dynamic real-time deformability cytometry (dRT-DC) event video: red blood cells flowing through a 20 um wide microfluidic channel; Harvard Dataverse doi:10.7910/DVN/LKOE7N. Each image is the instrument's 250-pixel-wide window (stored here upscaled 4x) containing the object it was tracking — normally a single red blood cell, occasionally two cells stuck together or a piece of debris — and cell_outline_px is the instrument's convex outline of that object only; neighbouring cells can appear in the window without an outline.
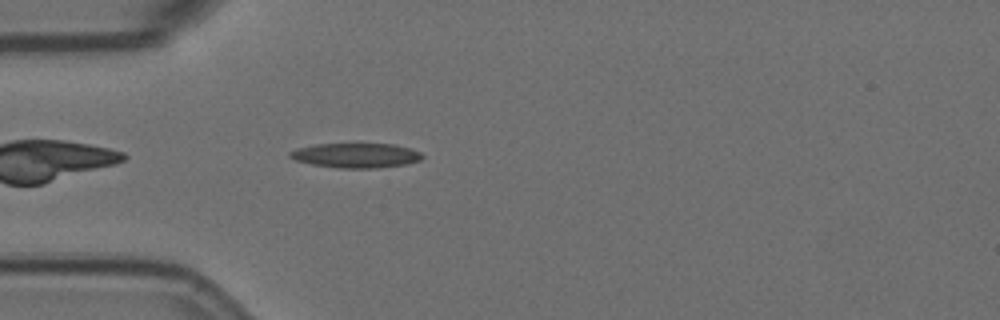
{"species": "Egyptian fruit bat (a non-hibernating species)", "species_latin": "Rousettus aegyptiacus", "temperature_condition": "room temperature", "stored_images_in_passage": 36, "camera_frame_rate_fps": 3000, "um_per_image_px": 0.085, "animal": {"sex": "female"}, "frame": {"image": 1, "passage_image": 3, "time_ms": 0.667, "image_size_px": [1000, 320], "cell_outline_px": [[424, 156], [420, 160], [404, 164], [376, 168], [340, 168], [312, 164], [296, 160], [288, 156], [288, 152], [296, 148], [316, 144], [392, 144], [412, 148], [420, 152]], "centroid_in_image_um": [30.25, 13.2], "position_along_channel_um": 54.8, "area_um2": 18.96}}
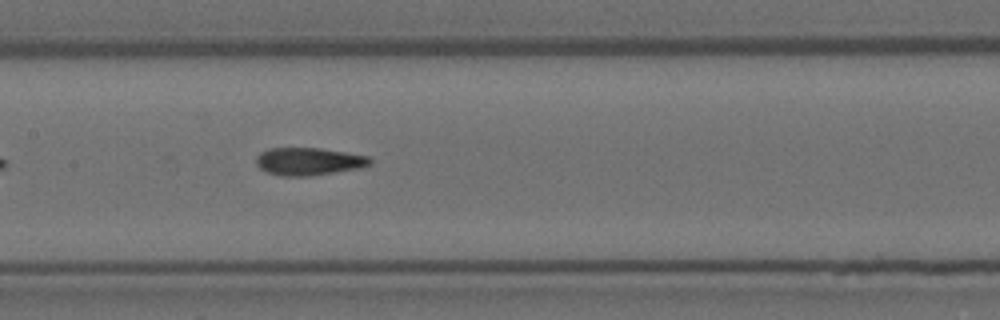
{"frame": {"image": 2, "passage_image": 14, "time_ms": 4.333, "image_size_px": [1000, 320], "cell_outline_px": [[372, 164], [364, 168], [308, 176], [280, 176], [268, 172], [260, 168], [256, 164], [256, 156], [260, 152], [268, 148], [320, 148], [368, 156], [372, 160]], "centroid_in_image_um": [26.26, 13.72], "position_along_channel_um": 181.1, "area_um2": 18.5}}
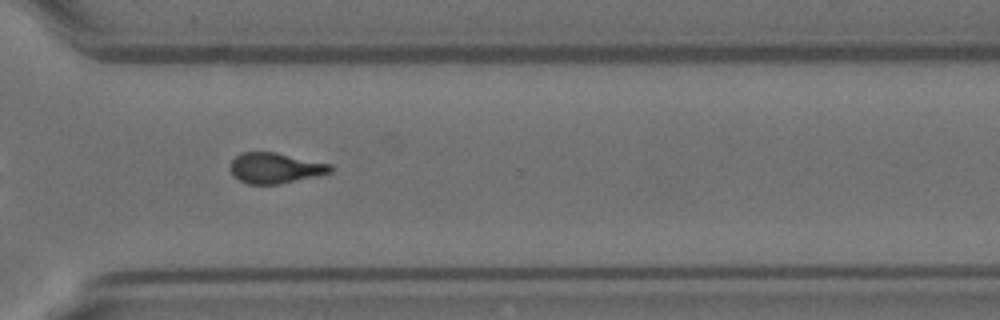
{"frame": {"image": 3, "passage_image": 28, "time_ms": 9.0, "image_size_px": [1000, 320], "cell_outline_px": [[332, 172], [316, 176], [280, 184], [248, 184], [240, 180], [232, 172], [232, 160], [236, 156], [244, 152], [276, 152], [332, 164]], "centroid_in_image_um": [23.45, 14.28], "position_along_channel_um": 347.2, "area_um2": 17.63}, "authors_computed_cell_mechanics": {"area_um2": 18.2648, "velocity_mm_per_s": 3.5778, "shape_relaxation_time_tau1_ms": null, "shape_relaxation_time_tau2_ms": 3.2863, "deformation_change_tau1": null, "deformation_change_tau2": 0.1241}}